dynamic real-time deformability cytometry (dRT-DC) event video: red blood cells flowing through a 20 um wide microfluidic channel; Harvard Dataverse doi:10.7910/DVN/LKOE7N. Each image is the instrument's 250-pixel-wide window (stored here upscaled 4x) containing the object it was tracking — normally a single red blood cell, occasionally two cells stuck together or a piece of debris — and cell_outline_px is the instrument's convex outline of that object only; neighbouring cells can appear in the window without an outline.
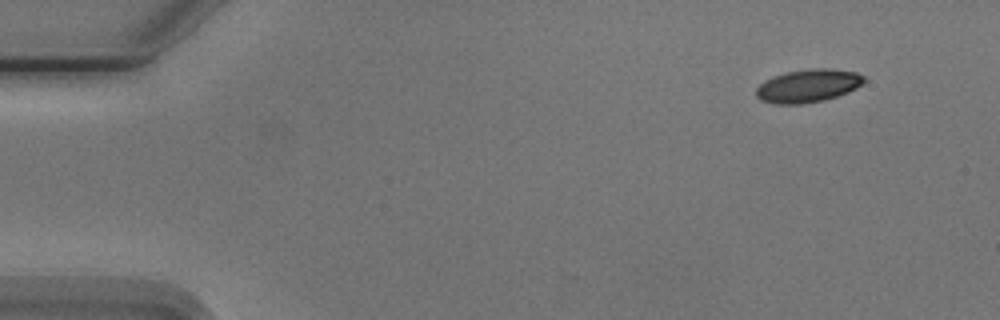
{"species": "Egyptian fruit bat (a non-hibernating species)", "species_latin": "Rousettus aegyptiacus", "temperature_condition": "cold", "stored_images_in_passage": 4, "camera_frame_rate_fps": 3000, "um_per_image_px": 0.085, "animal": {"sex": "male"}, "frame": {"image": 1, "passage_image": 1, "time_ms": 0.0, "image_size_px": [1000, 320], "cell_outline_px": [[864, 80], [856, 88], [848, 92], [824, 100], [804, 104], [776, 104], [760, 100], [756, 96], [756, 88], [764, 80], [772, 76], [788, 72], [808, 68], [832, 68], [856, 72], [864, 76]], "centroid_in_image_um": [68.66, 7.29], "position_along_channel_um": 16.3, "area_um2": 20.87}}
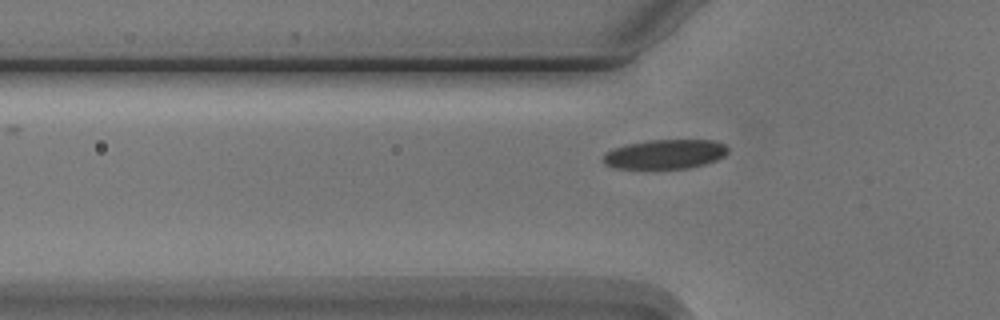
{"frame": {"image": 2, "passage_image": 4, "time_ms": 4.333, "image_size_px": [1000, 320], "cell_outline_px": [[728, 152], [724, 156], [716, 160], [704, 164], [688, 168], [616, 168], [604, 164], [600, 160], [604, 152], [612, 148], [624, 144], [648, 140], [716, 140], [724, 144], [728, 148]], "centroid_in_image_um": [56.48, 13.09], "position_along_channel_um": 69.3, "area_um2": 21.62}}